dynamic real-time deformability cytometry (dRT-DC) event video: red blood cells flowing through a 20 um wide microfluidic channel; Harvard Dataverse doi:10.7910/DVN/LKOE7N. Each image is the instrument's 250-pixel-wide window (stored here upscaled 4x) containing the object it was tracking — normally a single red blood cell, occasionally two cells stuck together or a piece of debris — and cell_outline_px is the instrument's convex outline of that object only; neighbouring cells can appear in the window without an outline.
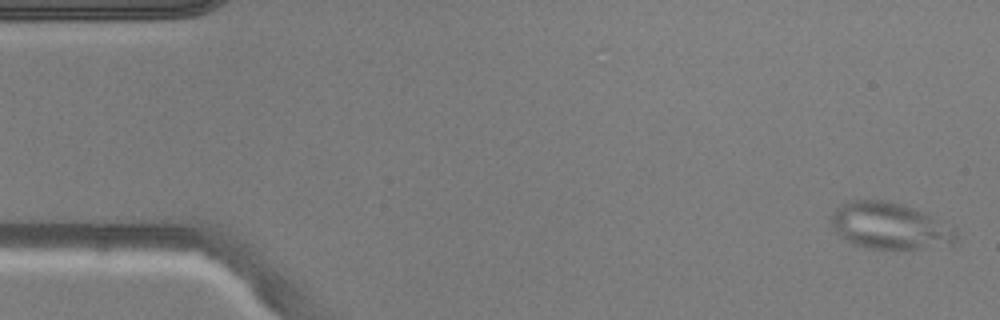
{"species": "common noctule bat (a hibernating species)", "species_latin": "Nyctalus noctula", "temperature_condition": "warm", "stored_images_in_passage": 11, "camera_frame_rate_fps": 3000, "um_per_image_px": 0.085, "animal": {"sex": "male", "body_mass_g": 20.5, "forearm_length_mm": 52.5}, "frame": {"image": 1, "passage_image": 2, "time_ms": 0.333, "image_size_px": [1000, 320], "cell_outline_px": [[956, 240], [952, 244], [920, 248], [868, 248], [852, 244], [840, 236], [836, 232], [828, 220], [836, 208], [840, 204], [848, 200], [884, 200], [900, 204], [924, 212], [956, 224]], "centroid_in_image_um": [75.65, 19.18], "position_along_channel_um": 9.3, "area_um2": 34.28}}